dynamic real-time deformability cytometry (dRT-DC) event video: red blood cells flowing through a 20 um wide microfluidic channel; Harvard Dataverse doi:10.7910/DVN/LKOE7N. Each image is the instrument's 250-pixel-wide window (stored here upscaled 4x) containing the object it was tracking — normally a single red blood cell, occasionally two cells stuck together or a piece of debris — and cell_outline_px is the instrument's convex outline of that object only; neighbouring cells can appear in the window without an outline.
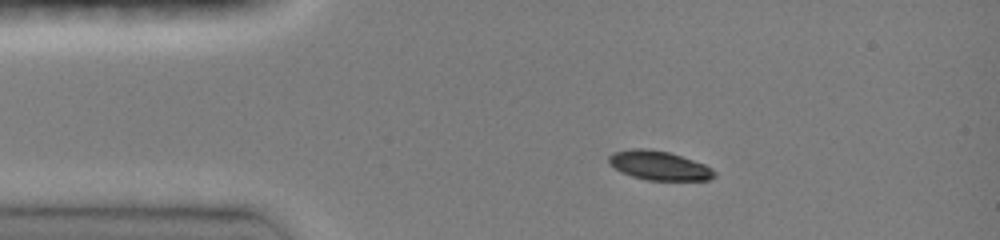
{"species": "common noctule bat (a hibernating species)", "species_latin": "Nyctalus noctula", "temperature_condition": "room temperature", "stored_images_in_passage": 39, "camera_frame_rate_fps": 3000, "um_per_image_px": 0.085, "animal": {"sex": "female", "body_mass_g": 19.0, "forearm_length_mm": 51.5}, "frame": {"image": 1, "passage_image": 1, "time_ms": 0.0, "image_size_px": [1000, 240], "cell_outline_px": [[716, 176], [708, 180], [648, 180], [632, 176], [620, 172], [608, 164], [608, 156], [612, 152], [632, 148], [644, 148], [668, 152], [704, 164], [712, 168], [716, 172]], "centroid_in_image_um": [55.98, 14.07], "position_along_channel_um": 29.0, "area_um2": 17.98}}
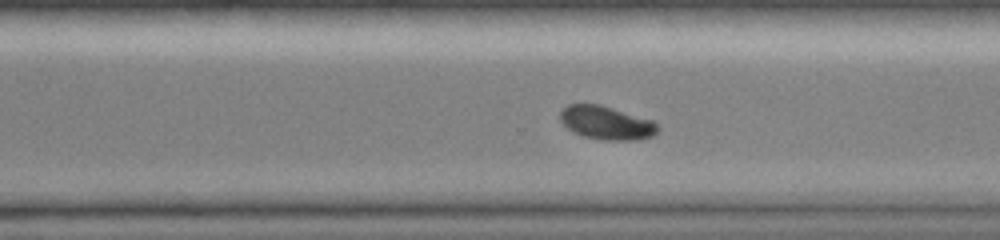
{"frame": {"image": 2, "passage_image": 26, "time_ms": 8.333, "image_size_px": [1000, 240], "cell_outline_px": [[660, 128], [652, 136], [636, 140], [604, 140], [584, 136], [572, 132], [560, 120], [560, 112], [568, 104], [600, 104], [652, 120]], "centroid_in_image_um": [51.54, 10.44], "position_along_channel_um": 319.1, "area_um2": 18.9}}
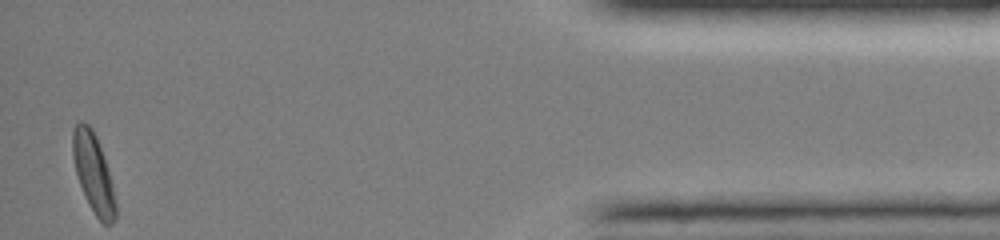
{"frame": {"image": 3, "passage_image": 39, "time_ms": 12.667, "image_size_px": [1000, 240], "cell_outline_px": [[116, 216], [112, 224], [104, 224], [96, 216], [80, 184], [76, 172], [72, 156], [72, 128], [80, 120], [84, 120], [92, 128], [96, 136], [112, 184], [116, 204]], "centroid_in_image_um": [7.92, 14.65], "position_along_channel_um": 427.3, "area_um2": 19.31}, "authors_computed_cell_mechanics": {"area_um2": 19.3052, "velocity_mm_per_s": 3.9871, "shape_relaxation_time_tau1_ms": 1.7491, "shape_relaxation_time_tau2_ms": null, "deformation_change_tau1": 0.1157, "deformation_change_tau2": null}}